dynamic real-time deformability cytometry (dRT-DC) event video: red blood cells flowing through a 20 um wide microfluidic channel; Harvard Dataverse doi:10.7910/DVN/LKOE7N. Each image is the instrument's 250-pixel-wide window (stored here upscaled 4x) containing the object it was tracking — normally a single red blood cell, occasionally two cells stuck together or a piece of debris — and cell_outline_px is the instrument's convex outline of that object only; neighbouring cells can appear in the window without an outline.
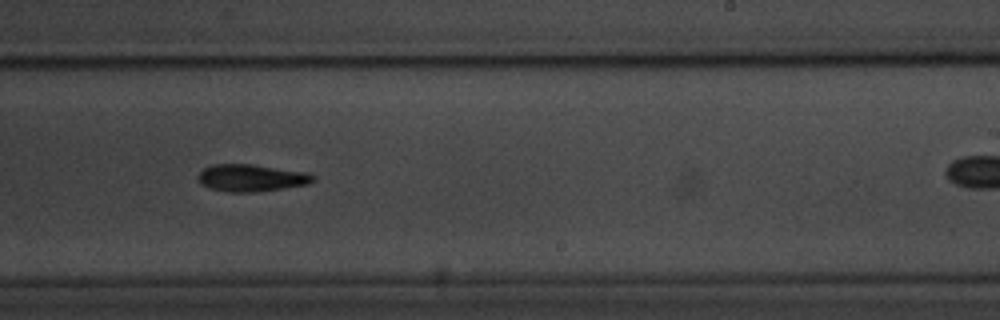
{"species": "common noctule bat (a hibernating species)", "species_latin": "Nyctalus noctula", "temperature_condition": "room temperature", "stored_images_in_passage": 15, "camera_frame_rate_fps": 3000, "um_per_image_px": 0.085, "animal": {"sex": "male", "body_mass_g": 20.1, "forearm_length_mm": 53.5}, "frame": {"image": 1, "passage_image": 9, "time_ms": 10.0, "image_size_px": [1000, 320], "cell_outline_px": [[316, 180], [308, 184], [256, 192], [228, 192], [212, 188], [200, 184], [200, 172], [204, 168], [212, 164], [252, 164], [304, 172], [312, 176]], "centroid_in_image_um": [21.35, 15.12], "position_along_channel_um": 267.7, "area_um2": 17.86}}
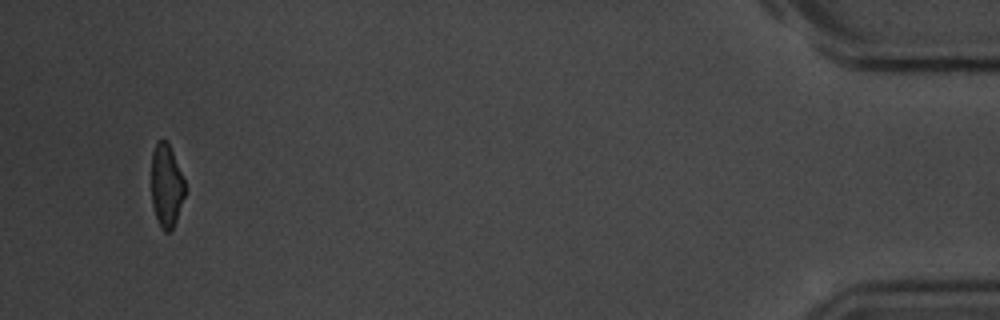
{"frame": {"image": 2, "passage_image": 15, "time_ms": 18.0, "image_size_px": [1000, 320], "cell_outline_px": [[184, 196], [176, 220], [172, 228], [168, 232], [164, 232], [160, 228], [152, 204], [152, 152], [156, 144], [160, 140], [168, 140], [184, 180]], "centroid_in_image_um": [14.13, 15.78], "position_along_channel_um": 421.1, "area_um2": 16.01}, "authors_computed_cell_mechanics": {"area_um2": 17.8602, "velocity_mm_per_s": 3.6943, "shape_relaxation_time_tau1_ms": 2.8727, "shape_relaxation_time_tau2_ms": null, "deformation_change_tau1": 0.1011, "deformation_change_tau2": null}}